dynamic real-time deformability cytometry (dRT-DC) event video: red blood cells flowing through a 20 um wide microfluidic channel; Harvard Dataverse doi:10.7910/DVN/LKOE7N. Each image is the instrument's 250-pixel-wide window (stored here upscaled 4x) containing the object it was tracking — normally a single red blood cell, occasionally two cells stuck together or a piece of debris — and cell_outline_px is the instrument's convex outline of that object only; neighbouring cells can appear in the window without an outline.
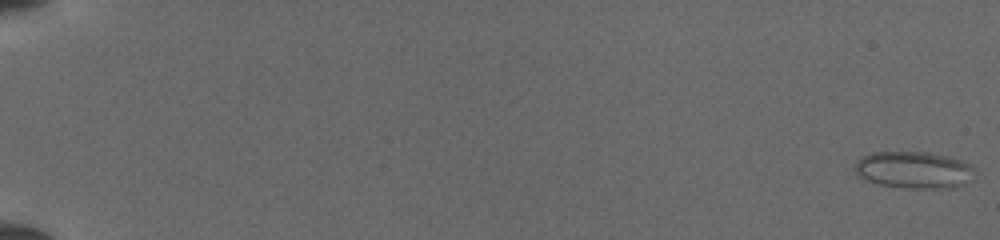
{"species": "common noctule bat (a hibernating species)", "species_latin": "Nyctalus noctula", "temperature_condition": "cold", "stored_images_in_passage": 11, "camera_frame_rate_fps": 3000, "um_per_image_px": 0.085, "animal": {"sex": "female", "body_mass_g": 19.5, "forearm_length_mm": 54.1}, "frame": {"image": 1, "passage_image": 1, "time_ms": 0.0, "image_size_px": [1000, 240], "cell_outline_px": [[972, 180], [964, 184], [952, 188], [904, 188], [880, 184], [864, 180], [856, 172], [856, 160], [872, 152], [928, 152], [960, 160], [968, 164], [972, 168]], "centroid_in_image_um": [77.66, 14.45], "position_along_channel_um": 7.3, "area_um2": 25.55}}